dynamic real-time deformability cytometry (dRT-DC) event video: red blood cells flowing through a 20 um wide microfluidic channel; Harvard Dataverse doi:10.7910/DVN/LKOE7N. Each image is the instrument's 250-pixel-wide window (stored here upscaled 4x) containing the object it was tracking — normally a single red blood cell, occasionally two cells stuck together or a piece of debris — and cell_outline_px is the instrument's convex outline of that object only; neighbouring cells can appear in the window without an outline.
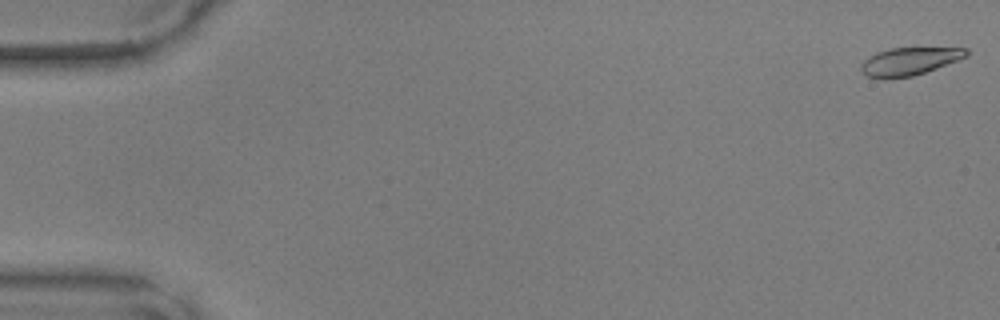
{"species": "common noctule bat (a hibernating species)", "species_latin": "Nyctalus noctula", "temperature_condition": "warm", "stored_images_in_passage": 49, "camera_frame_rate_fps": 3000, "um_per_image_px": 0.085, "animal": {"sex": "male", "body_mass_g": 17.9, "forearm_length_mm": 54.2}, "frame": {"image": 1, "passage_image": 1, "time_ms": 0.0, "image_size_px": [1000, 320], "cell_outline_px": [[968, 56], [960, 60], [912, 76], [884, 80], [868, 76], [860, 72], [860, 64], [864, 60], [876, 52], [888, 48], [968, 48]], "centroid_in_image_um": [77.26, 5.22], "position_along_channel_um": 7.7, "area_um2": 17.28}}
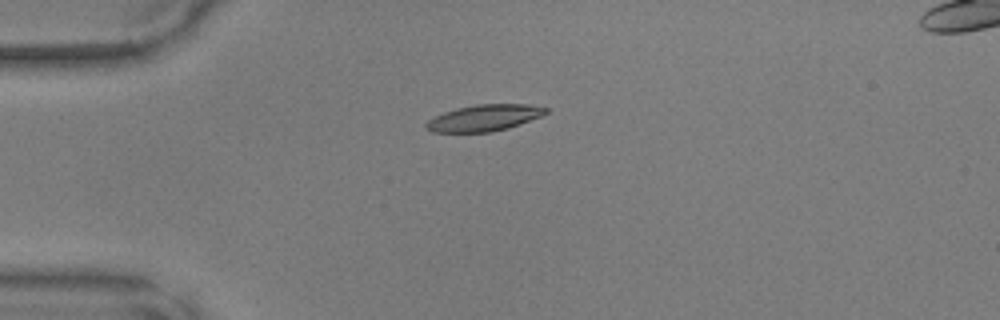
{"frame": {"image": 2, "passage_image": 13, "time_ms": 4.0, "image_size_px": [1000, 320], "cell_outline_px": [[548, 112], [540, 116], [508, 128], [492, 132], [432, 132], [424, 128], [424, 124], [428, 120], [444, 112], [456, 108], [476, 104], [528, 104], [548, 108]], "centroid_in_image_um": [41.12, 10.02], "position_along_channel_um": 43.9, "area_um2": 18.38}}
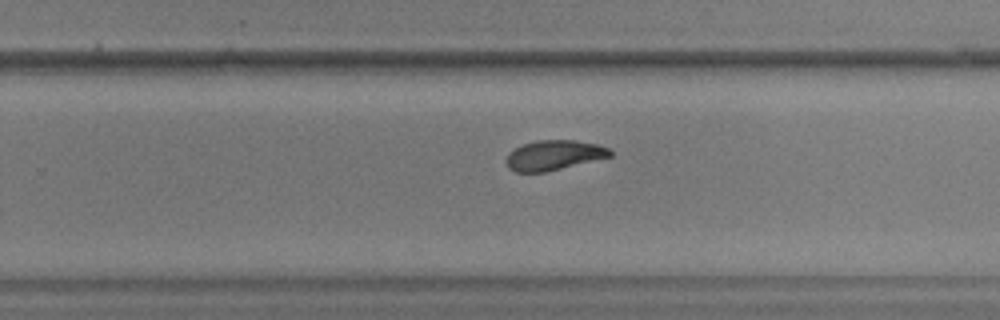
{"frame": {"image": 3, "passage_image": 32, "time_ms": 10.333, "image_size_px": [1000, 320], "cell_outline_px": [[612, 156], [544, 172], [516, 172], [508, 168], [508, 152], [524, 144], [536, 140], [576, 140], [600, 144], [608, 148], [612, 152]], "centroid_in_image_um": [47.11, 13.18], "position_along_channel_um": 282.7, "area_um2": 17.92}}